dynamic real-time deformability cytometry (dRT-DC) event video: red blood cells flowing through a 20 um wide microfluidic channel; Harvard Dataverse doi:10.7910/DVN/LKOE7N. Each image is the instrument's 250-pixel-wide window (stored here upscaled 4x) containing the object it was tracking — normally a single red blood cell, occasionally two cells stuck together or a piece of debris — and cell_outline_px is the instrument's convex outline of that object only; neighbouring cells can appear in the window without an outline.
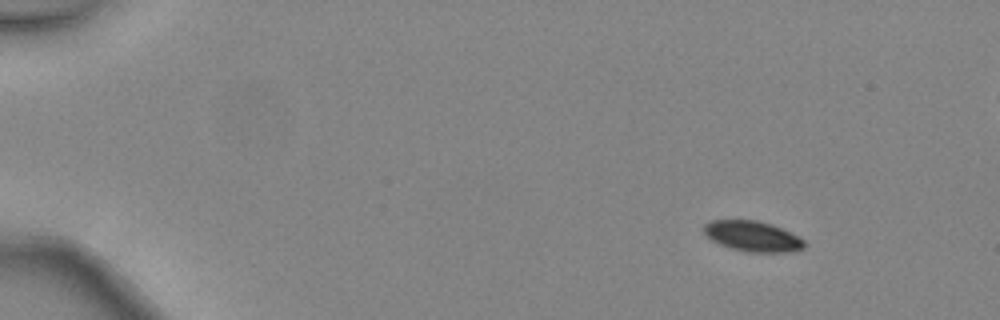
{"species": "common noctule bat (a hibernating species)", "species_latin": "Nyctalus noctula", "temperature_condition": "warm", "stored_images_in_passage": 4, "camera_frame_rate_fps": 3000, "um_per_image_px": 0.085, "animal": {"sex": "female", "body_mass_g": 24.6, "forearm_length_mm": 56.2}, "frame": {"image": 1, "passage_image": 1, "time_ms": 0.0, "image_size_px": [1000, 320], "cell_outline_px": [[804, 248], [784, 252], [748, 252], [732, 248], [720, 244], [712, 240], [704, 232], [704, 224], [708, 220], [756, 220], [772, 224], [804, 240]], "centroid_in_image_um": [63.93, 20.07], "position_along_channel_um": 21.1, "area_um2": 17.51}}